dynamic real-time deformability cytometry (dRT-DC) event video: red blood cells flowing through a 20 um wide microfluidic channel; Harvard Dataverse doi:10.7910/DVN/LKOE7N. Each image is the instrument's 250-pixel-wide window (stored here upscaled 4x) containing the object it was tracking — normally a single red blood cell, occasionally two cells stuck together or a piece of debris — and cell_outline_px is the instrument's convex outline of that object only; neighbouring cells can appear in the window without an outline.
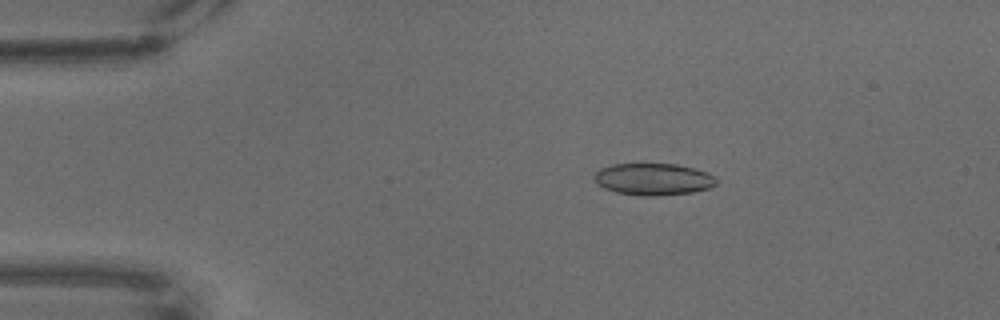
{"species": "common noctule bat (a hibernating species)", "species_latin": "Nyctalus noctula", "temperature_condition": "warm", "stored_images_in_passage": 68, "camera_frame_rate_fps": 3000, "um_per_image_px": 0.085, "animal": {"sex": "male", "body_mass_g": 18.8}, "frame": {"image": 1, "passage_image": 13, "time_ms": 4.0, "image_size_px": [1000, 320], "cell_outline_px": [[716, 184], [712, 188], [692, 192], [656, 196], [640, 196], [616, 192], [604, 188], [596, 180], [596, 172], [600, 168], [612, 164], [676, 164], [708, 172], [716, 176]], "centroid_in_image_um": [55.58, 15.24], "position_along_channel_um": 29.4, "area_um2": 22.66}}
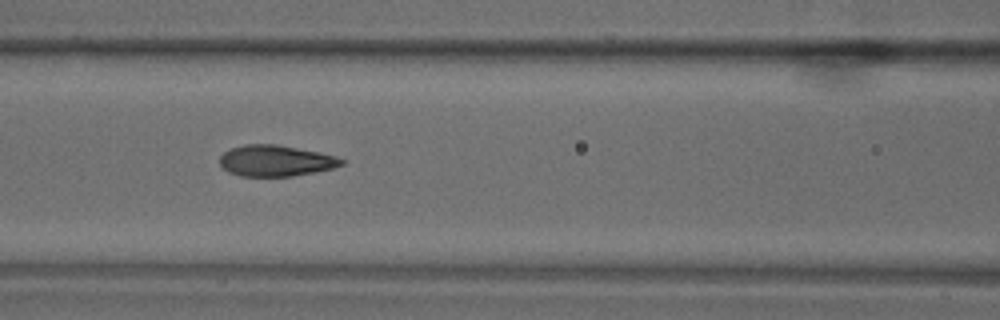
{"frame": {"image": 2, "passage_image": 30, "time_ms": 9.667, "image_size_px": [1000, 320], "cell_outline_px": [[344, 164], [332, 168], [292, 176], [240, 176], [228, 172], [220, 164], [220, 156], [224, 152], [232, 148], [244, 144], [276, 144], [320, 152], [336, 156], [344, 160]], "centroid_in_image_um": [23.42, 13.65], "position_along_channel_um": 143.2, "area_um2": 21.96}}
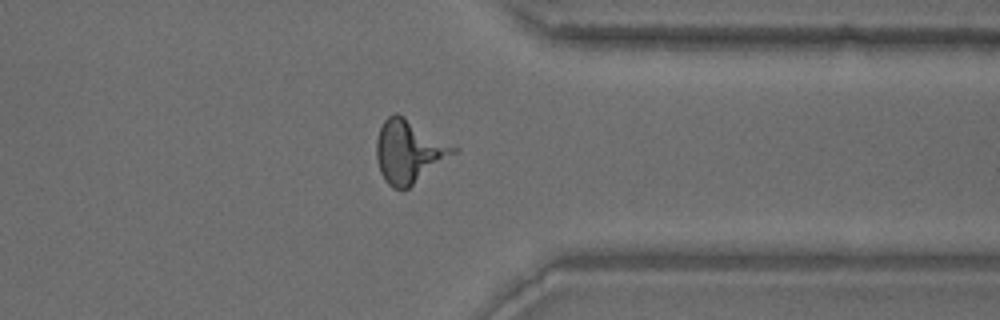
{"frame": {"image": 3, "passage_image": 54, "time_ms": 17.667, "image_size_px": [1000, 320], "cell_outline_px": [[460, 148], [456, 152], [408, 188], [392, 188], [384, 180], [380, 172], [376, 160], [376, 140], [380, 128], [384, 120], [388, 116], [396, 112], [404, 116]], "centroid_in_image_um": [34.74, 12.85], "position_along_channel_um": 376.7, "area_um2": 28.09}}